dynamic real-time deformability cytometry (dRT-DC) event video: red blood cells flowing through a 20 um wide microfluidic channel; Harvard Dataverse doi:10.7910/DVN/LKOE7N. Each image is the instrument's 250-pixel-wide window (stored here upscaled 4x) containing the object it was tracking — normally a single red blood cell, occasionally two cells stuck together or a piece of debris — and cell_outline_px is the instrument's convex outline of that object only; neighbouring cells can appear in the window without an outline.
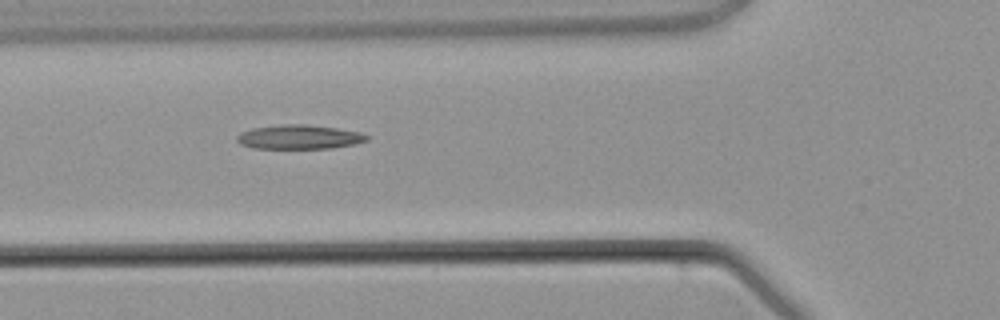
{"species": "common noctule bat (a hibernating species)", "species_latin": "Nyctalus noctula", "temperature_condition": "warm", "stored_images_in_passage": 4, "camera_frame_rate_fps": 3000, "um_per_image_px": 0.085, "animal": {"sex": "male", "body_mass_g": 21.5, "forearm_length_mm": 52.0}, "frame": {"image": 1, "passage_image": 4, "time_ms": 3.667, "image_size_px": [1000, 320], "cell_outline_px": [[368, 140], [356, 144], [332, 148], [252, 148], [240, 144], [236, 140], [236, 136], [240, 132], [252, 128], [284, 124], [304, 124], [336, 128], [360, 132], [368, 136]], "centroid_in_image_um": [25.41, 11.64], "position_along_channel_um": 100.4, "area_um2": 18.32}}